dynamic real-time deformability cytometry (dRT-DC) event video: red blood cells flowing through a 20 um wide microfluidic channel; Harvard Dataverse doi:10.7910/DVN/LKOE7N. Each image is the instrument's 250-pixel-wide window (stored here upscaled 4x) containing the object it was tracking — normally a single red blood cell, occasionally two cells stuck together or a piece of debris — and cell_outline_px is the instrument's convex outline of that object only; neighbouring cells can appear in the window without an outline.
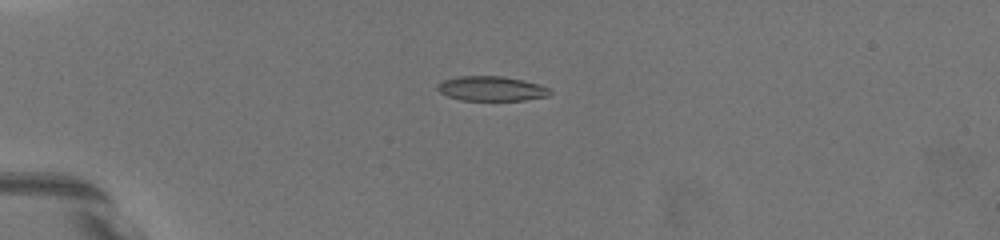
{"species": "common noctule bat (a hibernating species)", "species_latin": "Nyctalus noctula", "temperature_condition": "warm", "stored_images_in_passage": 54, "camera_frame_rate_fps": 3000, "um_per_image_px": 0.085, "animal": {"sex": "female", "body_mass_g": 19.5, "forearm_length_mm": 54.1}, "frame": {"image": 1, "passage_image": 40, "time_ms": 5.667, "image_size_px": [1000, 240], "cell_outline_px": [[552, 92], [548, 96], [524, 100], [460, 100], [448, 96], [440, 92], [436, 88], [444, 80], [460, 76], [504, 76], [536, 84], [548, 88]], "centroid_in_image_um": [41.76, 7.54], "position_along_channel_um": 43.2, "area_um2": 15.9}}